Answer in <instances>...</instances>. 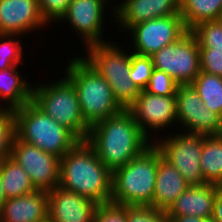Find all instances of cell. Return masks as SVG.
<instances>
[{
  "label": "cell",
  "instance_id": "19",
  "mask_svg": "<svg viewBox=\"0 0 222 222\" xmlns=\"http://www.w3.org/2000/svg\"><path fill=\"white\" fill-rule=\"evenodd\" d=\"M0 222H48V191L6 199L0 209Z\"/></svg>",
  "mask_w": 222,
  "mask_h": 222
},
{
  "label": "cell",
  "instance_id": "4",
  "mask_svg": "<svg viewBox=\"0 0 222 222\" xmlns=\"http://www.w3.org/2000/svg\"><path fill=\"white\" fill-rule=\"evenodd\" d=\"M159 164V149L154 143L142 154L112 172L110 204L151 206Z\"/></svg>",
  "mask_w": 222,
  "mask_h": 222
},
{
  "label": "cell",
  "instance_id": "9",
  "mask_svg": "<svg viewBox=\"0 0 222 222\" xmlns=\"http://www.w3.org/2000/svg\"><path fill=\"white\" fill-rule=\"evenodd\" d=\"M114 3L115 0H72L67 8L66 13L58 23L70 24L71 31L77 33L84 49L88 46L108 42L104 38V21H106L108 9L111 22H114ZM110 4V5H109ZM109 5V6H107ZM112 5V6H111ZM110 7V8H108ZM105 18V19H104ZM81 36V37H80Z\"/></svg>",
  "mask_w": 222,
  "mask_h": 222
},
{
  "label": "cell",
  "instance_id": "23",
  "mask_svg": "<svg viewBox=\"0 0 222 222\" xmlns=\"http://www.w3.org/2000/svg\"><path fill=\"white\" fill-rule=\"evenodd\" d=\"M201 172L206 183L222 185V136L211 135L203 139L200 158Z\"/></svg>",
  "mask_w": 222,
  "mask_h": 222
},
{
  "label": "cell",
  "instance_id": "15",
  "mask_svg": "<svg viewBox=\"0 0 222 222\" xmlns=\"http://www.w3.org/2000/svg\"><path fill=\"white\" fill-rule=\"evenodd\" d=\"M115 29L121 33L134 25L154 18L180 15V0H120L114 1Z\"/></svg>",
  "mask_w": 222,
  "mask_h": 222
},
{
  "label": "cell",
  "instance_id": "17",
  "mask_svg": "<svg viewBox=\"0 0 222 222\" xmlns=\"http://www.w3.org/2000/svg\"><path fill=\"white\" fill-rule=\"evenodd\" d=\"M99 205L60 187L48 191V222H93Z\"/></svg>",
  "mask_w": 222,
  "mask_h": 222
},
{
  "label": "cell",
  "instance_id": "30",
  "mask_svg": "<svg viewBox=\"0 0 222 222\" xmlns=\"http://www.w3.org/2000/svg\"><path fill=\"white\" fill-rule=\"evenodd\" d=\"M178 83L167 73L153 69L145 92L158 96L176 95Z\"/></svg>",
  "mask_w": 222,
  "mask_h": 222
},
{
  "label": "cell",
  "instance_id": "1",
  "mask_svg": "<svg viewBox=\"0 0 222 222\" xmlns=\"http://www.w3.org/2000/svg\"><path fill=\"white\" fill-rule=\"evenodd\" d=\"M86 142L111 172L153 144L128 109L92 125Z\"/></svg>",
  "mask_w": 222,
  "mask_h": 222
},
{
  "label": "cell",
  "instance_id": "31",
  "mask_svg": "<svg viewBox=\"0 0 222 222\" xmlns=\"http://www.w3.org/2000/svg\"><path fill=\"white\" fill-rule=\"evenodd\" d=\"M127 222H170L164 210L151 206L126 205Z\"/></svg>",
  "mask_w": 222,
  "mask_h": 222
},
{
  "label": "cell",
  "instance_id": "14",
  "mask_svg": "<svg viewBox=\"0 0 222 222\" xmlns=\"http://www.w3.org/2000/svg\"><path fill=\"white\" fill-rule=\"evenodd\" d=\"M10 157L28 174L37 190L50 191L58 186L60 158L19 140L16 136Z\"/></svg>",
  "mask_w": 222,
  "mask_h": 222
},
{
  "label": "cell",
  "instance_id": "2",
  "mask_svg": "<svg viewBox=\"0 0 222 222\" xmlns=\"http://www.w3.org/2000/svg\"><path fill=\"white\" fill-rule=\"evenodd\" d=\"M58 185L98 205H108L112 195V172L86 141H79L60 159Z\"/></svg>",
  "mask_w": 222,
  "mask_h": 222
},
{
  "label": "cell",
  "instance_id": "24",
  "mask_svg": "<svg viewBox=\"0 0 222 222\" xmlns=\"http://www.w3.org/2000/svg\"><path fill=\"white\" fill-rule=\"evenodd\" d=\"M222 0H180V15L188 31L201 22L217 20Z\"/></svg>",
  "mask_w": 222,
  "mask_h": 222
},
{
  "label": "cell",
  "instance_id": "38",
  "mask_svg": "<svg viewBox=\"0 0 222 222\" xmlns=\"http://www.w3.org/2000/svg\"><path fill=\"white\" fill-rule=\"evenodd\" d=\"M217 20L222 24V10H221L219 18Z\"/></svg>",
  "mask_w": 222,
  "mask_h": 222
},
{
  "label": "cell",
  "instance_id": "11",
  "mask_svg": "<svg viewBox=\"0 0 222 222\" xmlns=\"http://www.w3.org/2000/svg\"><path fill=\"white\" fill-rule=\"evenodd\" d=\"M187 32L181 15H172L138 23L125 35H130L131 39L128 40L132 53L151 56L161 48L175 43Z\"/></svg>",
  "mask_w": 222,
  "mask_h": 222
},
{
  "label": "cell",
  "instance_id": "37",
  "mask_svg": "<svg viewBox=\"0 0 222 222\" xmlns=\"http://www.w3.org/2000/svg\"><path fill=\"white\" fill-rule=\"evenodd\" d=\"M5 200H6V196L4 193V189H3V185H2L1 177H0V209Z\"/></svg>",
  "mask_w": 222,
  "mask_h": 222
},
{
  "label": "cell",
  "instance_id": "12",
  "mask_svg": "<svg viewBox=\"0 0 222 222\" xmlns=\"http://www.w3.org/2000/svg\"><path fill=\"white\" fill-rule=\"evenodd\" d=\"M128 110L133 115L135 122L139 125L143 133L153 143L157 140L158 136H162L165 131V134H168V128H174V126L177 125L175 95L158 96L141 90L135 102ZM160 132L162 133L159 134Z\"/></svg>",
  "mask_w": 222,
  "mask_h": 222
},
{
  "label": "cell",
  "instance_id": "36",
  "mask_svg": "<svg viewBox=\"0 0 222 222\" xmlns=\"http://www.w3.org/2000/svg\"><path fill=\"white\" fill-rule=\"evenodd\" d=\"M170 222H212L211 219L201 218L196 216H176L174 218H169Z\"/></svg>",
  "mask_w": 222,
  "mask_h": 222
},
{
  "label": "cell",
  "instance_id": "20",
  "mask_svg": "<svg viewBox=\"0 0 222 222\" xmlns=\"http://www.w3.org/2000/svg\"><path fill=\"white\" fill-rule=\"evenodd\" d=\"M189 186L184 177L159 150V164L151 207L167 211Z\"/></svg>",
  "mask_w": 222,
  "mask_h": 222
},
{
  "label": "cell",
  "instance_id": "3",
  "mask_svg": "<svg viewBox=\"0 0 222 222\" xmlns=\"http://www.w3.org/2000/svg\"><path fill=\"white\" fill-rule=\"evenodd\" d=\"M69 59L72 60L67 61L63 76L76 89L82 116L89 127L123 110L107 81L81 55Z\"/></svg>",
  "mask_w": 222,
  "mask_h": 222
},
{
  "label": "cell",
  "instance_id": "6",
  "mask_svg": "<svg viewBox=\"0 0 222 222\" xmlns=\"http://www.w3.org/2000/svg\"><path fill=\"white\" fill-rule=\"evenodd\" d=\"M16 137L62 158L79 140L32 101L14 110Z\"/></svg>",
  "mask_w": 222,
  "mask_h": 222
},
{
  "label": "cell",
  "instance_id": "35",
  "mask_svg": "<svg viewBox=\"0 0 222 222\" xmlns=\"http://www.w3.org/2000/svg\"><path fill=\"white\" fill-rule=\"evenodd\" d=\"M211 220L212 222H222V188L218 189Z\"/></svg>",
  "mask_w": 222,
  "mask_h": 222
},
{
  "label": "cell",
  "instance_id": "26",
  "mask_svg": "<svg viewBox=\"0 0 222 222\" xmlns=\"http://www.w3.org/2000/svg\"><path fill=\"white\" fill-rule=\"evenodd\" d=\"M19 35L0 34V70L20 67L23 56V40Z\"/></svg>",
  "mask_w": 222,
  "mask_h": 222
},
{
  "label": "cell",
  "instance_id": "5",
  "mask_svg": "<svg viewBox=\"0 0 222 222\" xmlns=\"http://www.w3.org/2000/svg\"><path fill=\"white\" fill-rule=\"evenodd\" d=\"M107 40L88 46L81 56L107 81L119 105L128 109L141 92L130 79L131 51Z\"/></svg>",
  "mask_w": 222,
  "mask_h": 222
},
{
  "label": "cell",
  "instance_id": "22",
  "mask_svg": "<svg viewBox=\"0 0 222 222\" xmlns=\"http://www.w3.org/2000/svg\"><path fill=\"white\" fill-rule=\"evenodd\" d=\"M0 177L6 199L25 196L37 191L28 174L11 157L0 162Z\"/></svg>",
  "mask_w": 222,
  "mask_h": 222
},
{
  "label": "cell",
  "instance_id": "7",
  "mask_svg": "<svg viewBox=\"0 0 222 222\" xmlns=\"http://www.w3.org/2000/svg\"><path fill=\"white\" fill-rule=\"evenodd\" d=\"M40 83H34L32 102L68 129L79 141H86L90 127L82 116L73 84L65 76L55 78L50 83Z\"/></svg>",
  "mask_w": 222,
  "mask_h": 222
},
{
  "label": "cell",
  "instance_id": "32",
  "mask_svg": "<svg viewBox=\"0 0 222 222\" xmlns=\"http://www.w3.org/2000/svg\"><path fill=\"white\" fill-rule=\"evenodd\" d=\"M72 0H38L41 15L50 24L57 23L66 13ZM57 21V22H56Z\"/></svg>",
  "mask_w": 222,
  "mask_h": 222
},
{
  "label": "cell",
  "instance_id": "27",
  "mask_svg": "<svg viewBox=\"0 0 222 222\" xmlns=\"http://www.w3.org/2000/svg\"><path fill=\"white\" fill-rule=\"evenodd\" d=\"M199 49L222 50V24L218 20L205 21L194 27Z\"/></svg>",
  "mask_w": 222,
  "mask_h": 222
},
{
  "label": "cell",
  "instance_id": "28",
  "mask_svg": "<svg viewBox=\"0 0 222 222\" xmlns=\"http://www.w3.org/2000/svg\"><path fill=\"white\" fill-rule=\"evenodd\" d=\"M15 136L14 110L0 108V162L10 157Z\"/></svg>",
  "mask_w": 222,
  "mask_h": 222
},
{
  "label": "cell",
  "instance_id": "18",
  "mask_svg": "<svg viewBox=\"0 0 222 222\" xmlns=\"http://www.w3.org/2000/svg\"><path fill=\"white\" fill-rule=\"evenodd\" d=\"M219 188L212 183L189 186L166 211L168 217L189 215L211 219Z\"/></svg>",
  "mask_w": 222,
  "mask_h": 222
},
{
  "label": "cell",
  "instance_id": "33",
  "mask_svg": "<svg viewBox=\"0 0 222 222\" xmlns=\"http://www.w3.org/2000/svg\"><path fill=\"white\" fill-rule=\"evenodd\" d=\"M200 71L222 77V50L199 49Z\"/></svg>",
  "mask_w": 222,
  "mask_h": 222
},
{
  "label": "cell",
  "instance_id": "16",
  "mask_svg": "<svg viewBox=\"0 0 222 222\" xmlns=\"http://www.w3.org/2000/svg\"><path fill=\"white\" fill-rule=\"evenodd\" d=\"M46 26L38 0H0V34L23 37Z\"/></svg>",
  "mask_w": 222,
  "mask_h": 222
},
{
  "label": "cell",
  "instance_id": "8",
  "mask_svg": "<svg viewBox=\"0 0 222 222\" xmlns=\"http://www.w3.org/2000/svg\"><path fill=\"white\" fill-rule=\"evenodd\" d=\"M166 136H160L154 145L160 150L162 156L169 161L184 177L190 186L206 184L204 181L200 158L205 135L185 133L168 129ZM162 137V138H161ZM160 138V139H159Z\"/></svg>",
  "mask_w": 222,
  "mask_h": 222
},
{
  "label": "cell",
  "instance_id": "25",
  "mask_svg": "<svg viewBox=\"0 0 222 222\" xmlns=\"http://www.w3.org/2000/svg\"><path fill=\"white\" fill-rule=\"evenodd\" d=\"M191 85L206 107L222 117V77L200 71Z\"/></svg>",
  "mask_w": 222,
  "mask_h": 222
},
{
  "label": "cell",
  "instance_id": "21",
  "mask_svg": "<svg viewBox=\"0 0 222 222\" xmlns=\"http://www.w3.org/2000/svg\"><path fill=\"white\" fill-rule=\"evenodd\" d=\"M17 68L0 70V101L5 103L0 108L15 110L32 101L34 82L29 83Z\"/></svg>",
  "mask_w": 222,
  "mask_h": 222
},
{
  "label": "cell",
  "instance_id": "34",
  "mask_svg": "<svg viewBox=\"0 0 222 222\" xmlns=\"http://www.w3.org/2000/svg\"><path fill=\"white\" fill-rule=\"evenodd\" d=\"M93 222H127L126 205H99L95 211Z\"/></svg>",
  "mask_w": 222,
  "mask_h": 222
},
{
  "label": "cell",
  "instance_id": "10",
  "mask_svg": "<svg viewBox=\"0 0 222 222\" xmlns=\"http://www.w3.org/2000/svg\"><path fill=\"white\" fill-rule=\"evenodd\" d=\"M150 57L155 69L169 74L178 84H191L200 73L199 43L191 31Z\"/></svg>",
  "mask_w": 222,
  "mask_h": 222
},
{
  "label": "cell",
  "instance_id": "13",
  "mask_svg": "<svg viewBox=\"0 0 222 222\" xmlns=\"http://www.w3.org/2000/svg\"><path fill=\"white\" fill-rule=\"evenodd\" d=\"M177 125L185 133L220 135L222 117L211 112L191 84H178L176 91ZM182 126V127H180Z\"/></svg>",
  "mask_w": 222,
  "mask_h": 222
},
{
  "label": "cell",
  "instance_id": "29",
  "mask_svg": "<svg viewBox=\"0 0 222 222\" xmlns=\"http://www.w3.org/2000/svg\"><path fill=\"white\" fill-rule=\"evenodd\" d=\"M154 66L150 56H141L131 52L130 79L140 90L148 85Z\"/></svg>",
  "mask_w": 222,
  "mask_h": 222
}]
</instances>
